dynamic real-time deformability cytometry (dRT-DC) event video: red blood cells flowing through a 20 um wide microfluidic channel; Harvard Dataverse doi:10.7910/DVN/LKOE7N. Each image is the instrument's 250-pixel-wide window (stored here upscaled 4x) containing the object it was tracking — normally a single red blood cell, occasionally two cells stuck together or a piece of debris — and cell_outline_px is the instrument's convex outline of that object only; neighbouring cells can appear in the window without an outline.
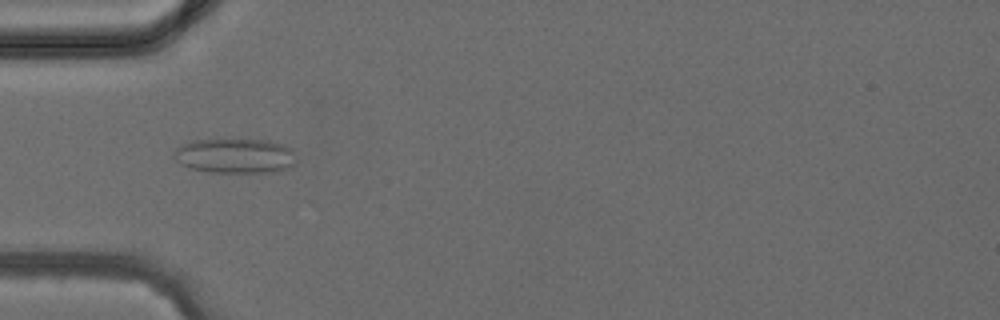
{"species": "common noctule bat (a hibernating species)", "species_latin": "Nyctalus noctula", "temperature_condition": "cold", "stored_images_in_passage": 1, "camera_frame_rate_fps": 3000, "um_per_image_px": 0.085, "animal": {"sex": "female", "body_mass_g": 24.6, "forearm_length_mm": 56.2}, "frame": {"image": 1, "passage_image": 1, "time_ms": 0.0, "image_size_px": [1000, 320], "cell_outline_px": [[296, 164], [280, 172], [208, 172], [192, 168], [180, 164], [172, 156], [172, 152], [176, 148], [192, 140], [272, 140], [284, 144], [292, 148], [296, 160]], "centroid_in_image_um": [20.02, 13.25], "position_along_channel_um": 65.0, "area_um2": 25.09}}